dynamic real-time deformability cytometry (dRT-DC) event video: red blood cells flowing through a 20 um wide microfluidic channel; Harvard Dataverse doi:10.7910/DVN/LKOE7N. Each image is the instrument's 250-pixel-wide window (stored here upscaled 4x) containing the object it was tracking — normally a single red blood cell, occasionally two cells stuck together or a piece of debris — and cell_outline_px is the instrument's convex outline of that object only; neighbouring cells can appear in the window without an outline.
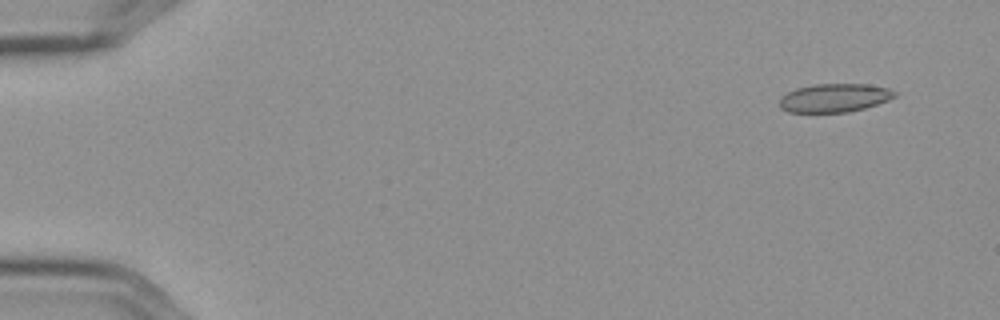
{"species": "Egyptian fruit bat (a non-hibernating species)", "species_latin": "Rousettus aegyptiacus", "temperature_condition": "cold", "stored_images_in_passage": 7, "camera_frame_rate_fps": 3000, "um_per_image_px": 0.085, "frame": {"image": 1, "passage_image": 2, "time_ms": 0.333, "image_size_px": [1000, 320], "cell_outline_px": [[896, 96], [888, 100], [864, 108], [848, 112], [788, 112], [780, 108], [780, 96], [796, 88], [812, 84], [868, 84], [888, 88], [896, 92]], "centroid_in_image_um": [70.9, 8.31], "position_along_channel_um": 14.1, "area_um2": 19.13}}
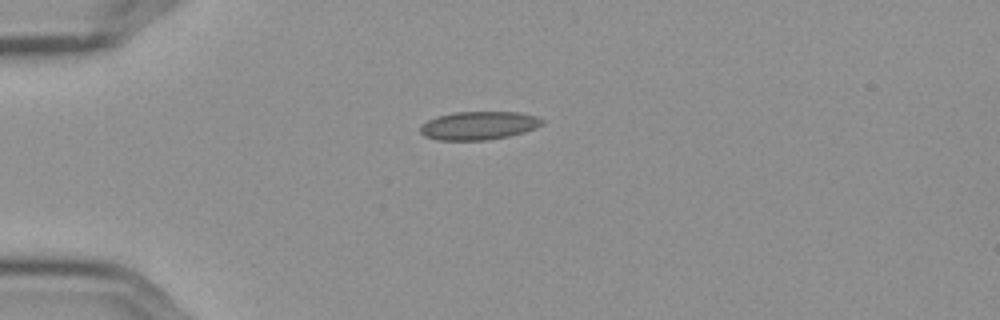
{"frame": {"image": 2, "passage_image": 5, "time_ms": 1.333, "image_size_px": [1000, 320], "cell_outline_px": [[544, 124], [536, 128], [524, 132], [508, 136], [488, 140], [436, 140], [424, 136], [420, 132], [420, 124], [436, 116], [452, 112], [520, 112], [536, 116], [544, 120]], "centroid_in_image_um": [40.68, 10.67], "position_along_channel_um": 44.3, "area_um2": 20.35}}
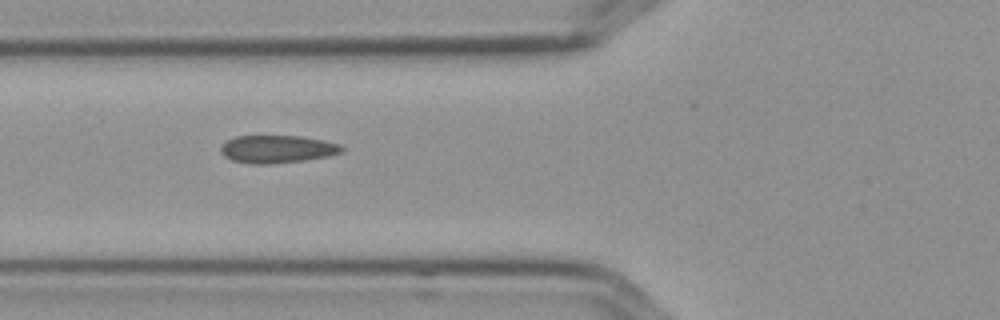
{"frame": {"image": 3, "passage_image": 7, "time_ms": 2.0, "image_size_px": [1000, 320], "cell_outline_px": [[344, 152], [328, 156], [304, 160], [272, 164], [248, 164], [232, 160], [224, 156], [220, 152], [220, 144], [236, 136], [300, 136], [324, 140], [340, 144], [344, 148]], "centroid_in_image_um": [23.55, 12.68], "position_along_channel_um": 102.2, "area_um2": 19.77}}